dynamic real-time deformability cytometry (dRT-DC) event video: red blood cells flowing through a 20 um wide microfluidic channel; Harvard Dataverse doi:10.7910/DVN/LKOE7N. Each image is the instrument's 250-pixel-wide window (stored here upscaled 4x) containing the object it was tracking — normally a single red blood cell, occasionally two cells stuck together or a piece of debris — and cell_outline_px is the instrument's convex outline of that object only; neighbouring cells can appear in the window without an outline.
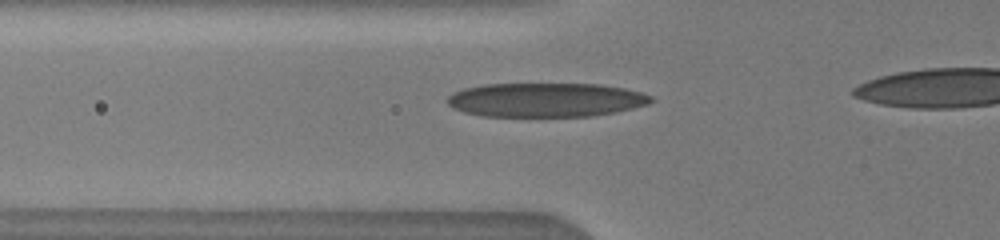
{"species": "human", "species_latin": "Homo sapiens", "temperature_condition": "warm", "stored_images_in_passage": 20, "camera_frame_rate_fps": 3000, "um_per_image_px": 0.085, "donor": {"sex": "male"}, "frame": {"image": 1, "passage_image": 6, "time_ms": 3.667, "image_size_px": [1000, 240], "cell_outline_px": [[656, 100], [648, 104], [616, 112], [592, 116], [480, 116], [464, 112], [452, 108], [444, 100], [448, 96], [464, 88], [484, 84], [600, 84], [624, 88], [640, 92], [652, 96]], "centroid_in_image_um": [46.39, 8.49], "position_along_channel_um": 79.4, "area_um2": 40.63}}
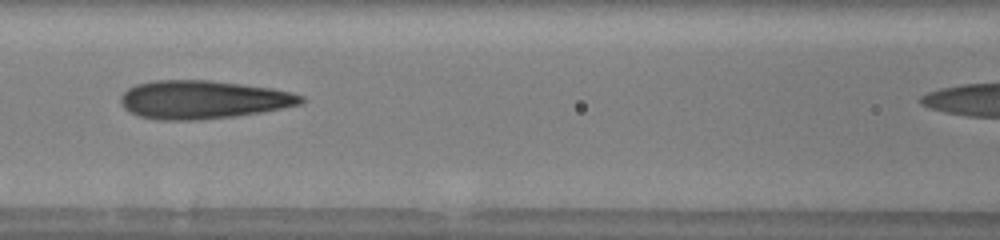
{"frame": {"image": 2, "passage_image": 9, "time_ms": 5.333, "image_size_px": [1000, 240], "cell_outline_px": [[304, 104], [260, 112], [236, 116], [200, 120], [160, 120], [140, 116], [128, 112], [120, 104], [120, 96], [128, 88], [136, 84], [156, 80], [208, 80], [272, 88], [292, 92], [304, 96]], "centroid_in_image_um": [17.24, 8.47], "position_along_channel_um": 149.4, "area_um2": 40.46}}
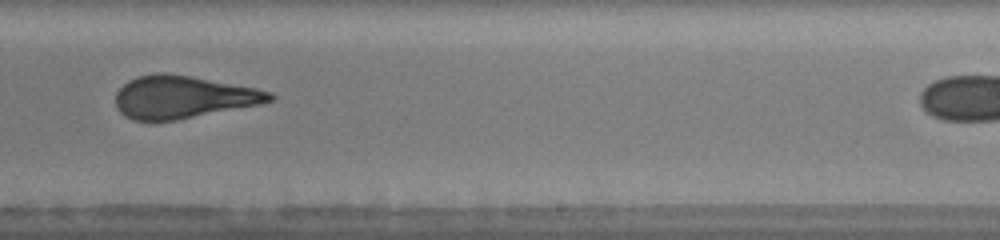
{"frame": {"image": 3, "passage_image": 15, "time_ms": 8.333, "image_size_px": [1000, 240], "cell_outline_px": [[276, 96], [272, 100], [260, 104], [176, 120], [132, 120], [124, 116], [116, 108], [116, 92], [128, 80], [136, 76], [156, 72], [164, 72], [192, 76], [256, 88], [272, 92]], "centroid_in_image_um": [15.53, 8.23], "position_along_channel_um": 273.5, "area_um2": 38.26}}